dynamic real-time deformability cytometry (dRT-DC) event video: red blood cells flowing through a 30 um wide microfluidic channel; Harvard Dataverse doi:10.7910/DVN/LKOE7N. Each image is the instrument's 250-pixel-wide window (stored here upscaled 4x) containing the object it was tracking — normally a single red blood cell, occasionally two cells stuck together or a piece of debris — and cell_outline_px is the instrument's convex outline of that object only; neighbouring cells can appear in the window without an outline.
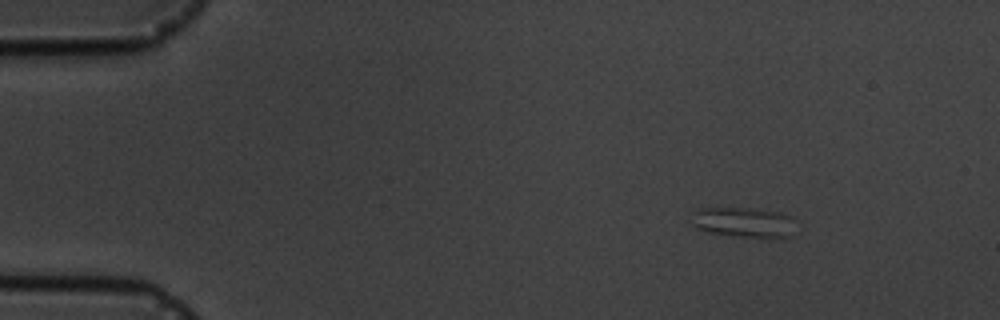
{"species": "common noctule bat (a hibernating species)", "species_latin": "Nyctalus noctula", "temperature_condition": "cold", "stored_images_in_passage": 15, "segment_of_instrument_passage": [1, 2], "camera_frame_rate_fps": 3000, "um_per_image_px": 0.085, "animal": {"sex": "male", "body_mass_g": 19.5, "forearm_length_mm": 54.6}, "frame": {"image": 1, "passage_image": 1, "time_ms": 0.0, "image_size_px": [1000, 320], "cell_outline_px": [[792, 236], [740, 236], [708, 232], [696, 228], [692, 224], [692, 212], [696, 208], [748, 208], [780, 212], [792, 216]], "centroid_in_image_um": [63.13, 18.86], "position_along_channel_um": 21.9, "area_um2": 17.92}}
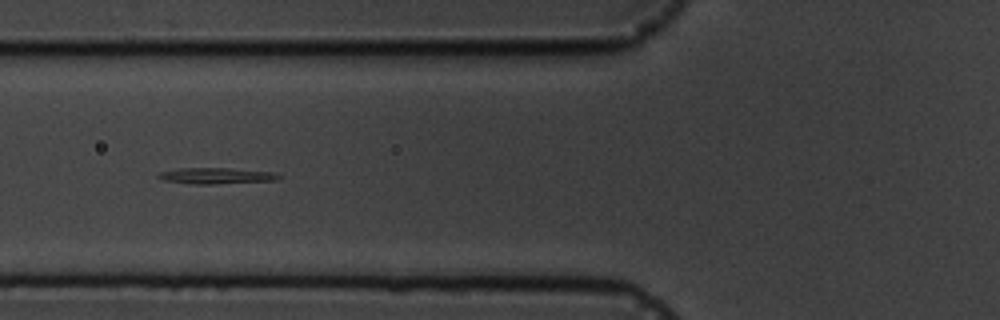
{"frame": {"image": 2, "passage_image": 5, "time_ms": 4.667, "image_size_px": [1000, 320], "cell_outline_px": [[280, 176], [276, 180], [212, 184], [192, 184], [164, 180], [156, 176], [160, 172], [180, 168], [228, 168], [272, 172]], "centroid_in_image_um": [18.33, 14.94], "position_along_channel_um": 107.5, "area_um2": 11.04}}
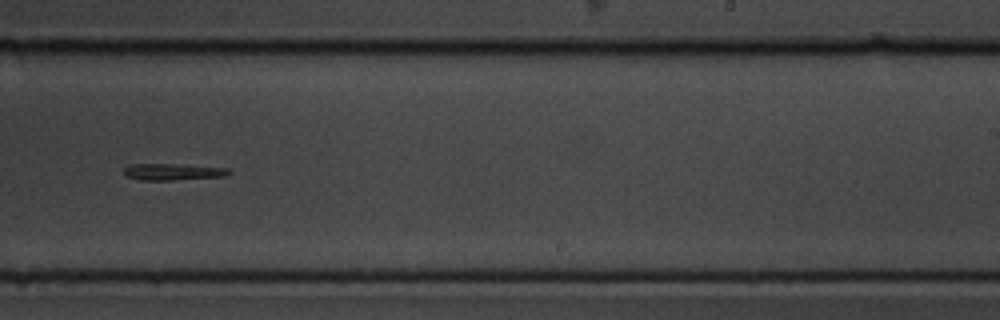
{"frame": {"image": 3, "passage_image": 9, "time_ms": 9.333, "image_size_px": [1000, 320], "cell_outline_px": [[232, 172], [224, 176], [172, 180], [140, 180], [124, 176], [124, 168], [128, 164], [184, 164], [228, 168]], "centroid_in_image_um": [14.67, 14.6], "position_along_channel_um": 274.3, "area_um2": 10.29}}